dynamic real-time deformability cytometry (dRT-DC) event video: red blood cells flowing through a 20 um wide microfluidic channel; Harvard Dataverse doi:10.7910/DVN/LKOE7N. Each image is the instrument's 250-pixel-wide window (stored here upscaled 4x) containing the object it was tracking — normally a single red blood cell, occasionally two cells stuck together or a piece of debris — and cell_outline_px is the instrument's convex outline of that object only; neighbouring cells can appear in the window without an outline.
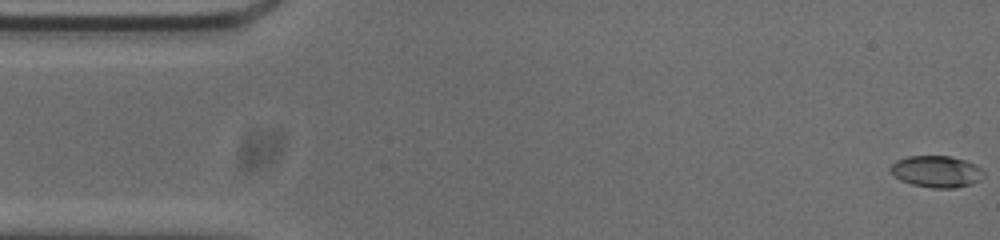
{"species": "common noctule bat (a hibernating species)", "species_latin": "Nyctalus noctula", "temperature_condition": "cold", "stored_images_in_passage": 54, "camera_frame_rate_fps": 3000, "um_per_image_px": 0.085, "animal": {"sex": "male", "body_mass_g": 20.0, "forearm_length_mm": 53.3}, "frame": {"image": 1, "passage_image": 1, "time_ms": 0.0, "image_size_px": [1000, 240], "cell_outline_px": [[984, 172], [976, 180], [968, 184], [956, 188], [932, 188], [912, 184], [900, 180], [888, 168], [896, 160], [908, 156], [948, 156], [964, 160], [976, 164]], "centroid_in_image_um": [79.55, 14.57], "position_along_channel_um": 5.5, "area_um2": 16.88}}
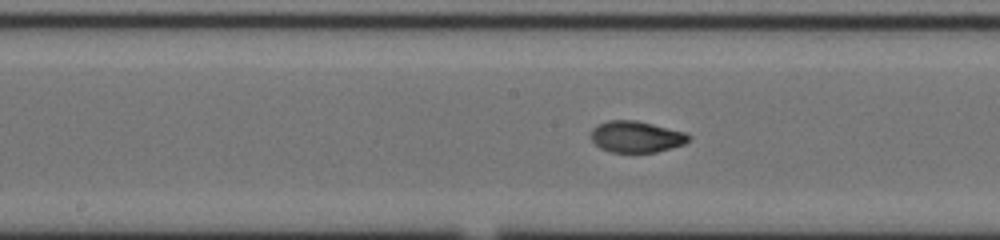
{"frame": {"image": 2, "passage_image": 26, "time_ms": 8.333, "image_size_px": [1000, 240], "cell_outline_px": [[692, 136], [684, 144], [656, 152], [612, 152], [600, 148], [592, 140], [592, 128], [608, 120], [636, 120], [684, 132]], "centroid_in_image_um": [54.08, 11.62], "position_along_channel_um": 194.1, "area_um2": 17.63}}
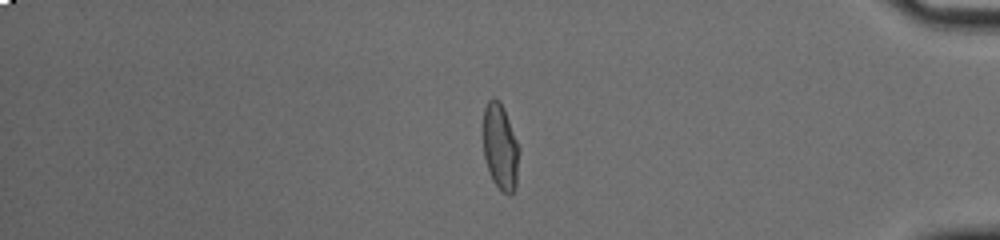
{"frame": {"image": 3, "passage_image": 45, "time_ms": 14.667, "image_size_px": [1000, 240], "cell_outline_px": [[520, 148], [516, 184], [512, 192], [508, 196], [500, 192], [492, 180], [484, 156], [484, 108], [488, 100], [492, 96], [500, 100], [504, 108]], "centroid_in_image_um": [42.54, 12.49], "position_along_channel_um": 392.7, "area_um2": 18.21}, "authors_computed_cell_mechanics": {"area_um2": 17.6579, "velocity_mm_per_s": 3.7399, "shape_relaxation_time_tau1_ms": 4.7229, "shape_relaxation_time_tau2_ms": 0.9975, "deformation_change_tau1": 0.2052, "deformation_change_tau2": 0.0488}}